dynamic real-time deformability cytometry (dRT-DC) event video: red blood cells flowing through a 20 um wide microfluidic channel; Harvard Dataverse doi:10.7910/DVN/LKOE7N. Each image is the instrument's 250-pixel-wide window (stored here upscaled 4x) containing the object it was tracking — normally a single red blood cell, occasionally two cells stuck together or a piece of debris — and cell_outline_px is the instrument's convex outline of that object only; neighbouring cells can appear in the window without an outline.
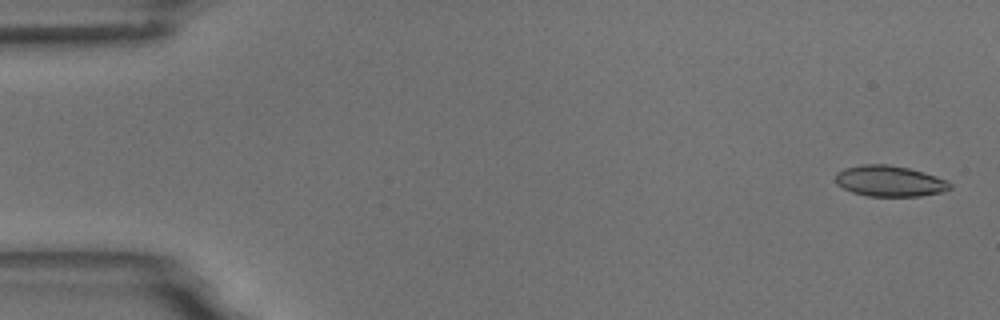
{"species": "common noctule bat (a hibernating species)", "species_latin": "Nyctalus noctula", "temperature_condition": "room temperature", "stored_images_in_passage": 5, "camera_frame_rate_fps": 3000, "um_per_image_px": 0.085, "animal": {"sex": "male", "body_mass_g": 18.8}, "frame": {"image": 1, "passage_image": 1, "time_ms": 0.0, "image_size_px": [1000, 320], "cell_outline_px": [[952, 188], [940, 192], [920, 196], [868, 196], [852, 192], [836, 184], [836, 172], [844, 168], [864, 164], [884, 164], [908, 168], [924, 172], [948, 180], [952, 184]], "centroid_in_image_um": [75.62, 15.39], "position_along_channel_um": 9.4, "area_um2": 20.58}}
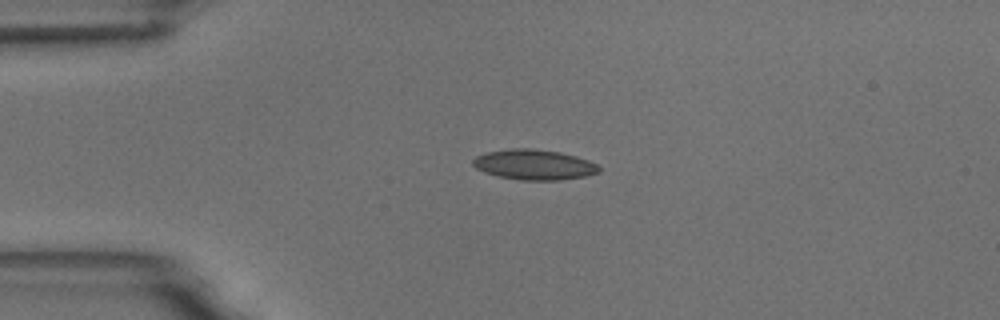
{"frame": {"image": 2, "passage_image": 4, "time_ms": 3.667, "image_size_px": [1000, 320], "cell_outline_px": [[600, 172], [584, 176], [556, 180], [520, 180], [500, 176], [484, 172], [476, 168], [472, 164], [472, 160], [476, 156], [488, 152], [512, 148], [532, 148], [560, 152], [576, 156], [588, 160], [596, 164], [600, 168]], "centroid_in_image_um": [45.39, 13.99], "position_along_channel_um": 39.6, "area_um2": 22.08}}